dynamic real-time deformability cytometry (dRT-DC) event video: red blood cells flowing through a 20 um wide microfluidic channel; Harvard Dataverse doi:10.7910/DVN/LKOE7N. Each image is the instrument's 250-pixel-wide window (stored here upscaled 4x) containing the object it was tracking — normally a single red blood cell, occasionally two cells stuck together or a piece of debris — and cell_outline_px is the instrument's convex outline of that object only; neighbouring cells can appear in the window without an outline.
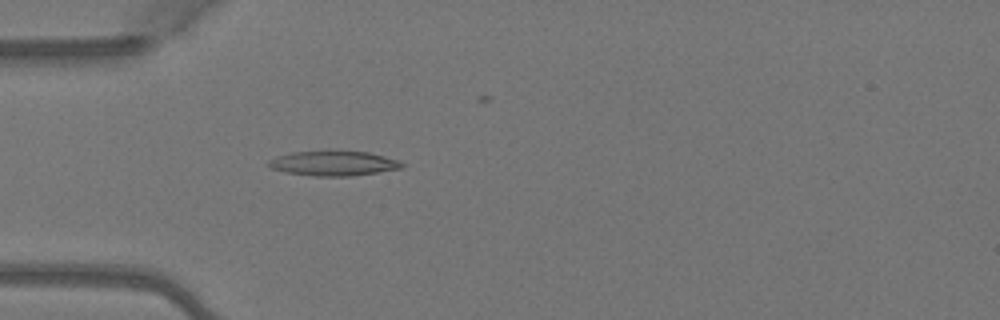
{"species": "Egyptian fruit bat (a non-hibernating species)", "species_latin": "Rousettus aegyptiacus", "temperature_condition": "warm", "stored_images_in_passage": 4, "camera_frame_rate_fps": 3000, "um_per_image_px": 0.085, "animal": {"sex": "female"}, "frame": {"image": 1, "passage_image": 4, "time_ms": 1.0, "image_size_px": [1000, 320], "cell_outline_px": [[404, 164], [400, 168], [352, 176], [312, 176], [288, 172], [272, 168], [268, 164], [268, 160], [276, 156], [292, 152], [332, 148], [368, 152], [400, 160]], "centroid_in_image_um": [28.34, 13.83], "position_along_channel_um": 56.7, "area_um2": 19.88}}